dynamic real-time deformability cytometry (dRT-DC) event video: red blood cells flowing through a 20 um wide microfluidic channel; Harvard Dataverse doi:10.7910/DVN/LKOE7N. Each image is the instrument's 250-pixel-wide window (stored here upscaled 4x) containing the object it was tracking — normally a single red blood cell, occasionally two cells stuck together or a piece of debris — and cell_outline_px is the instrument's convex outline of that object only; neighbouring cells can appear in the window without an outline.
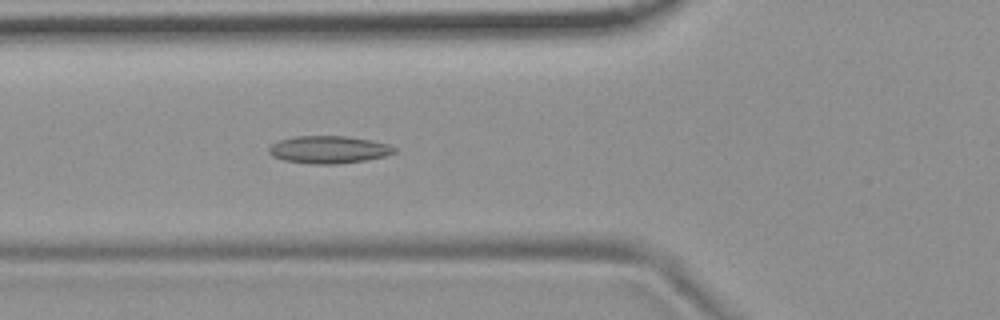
{"species": "common noctule bat (a hibernating species)", "species_latin": "Nyctalus noctula", "temperature_condition": "room temperature", "stored_images_in_passage": 53, "camera_frame_rate_fps": 3000, "um_per_image_px": 0.085, "animal": {"sex": "female", "body_mass_g": 19.9}, "frame": {"image": 1, "passage_image": 19, "time_ms": 6.0, "image_size_px": [1000, 320], "cell_outline_px": [[396, 152], [384, 156], [364, 160], [336, 164], [312, 164], [284, 160], [272, 156], [268, 152], [268, 148], [272, 144], [280, 140], [296, 136], [348, 136], [372, 140], [388, 144], [396, 148]], "centroid_in_image_um": [27.94, 12.71], "position_along_channel_um": 97.9, "area_um2": 20.06}}
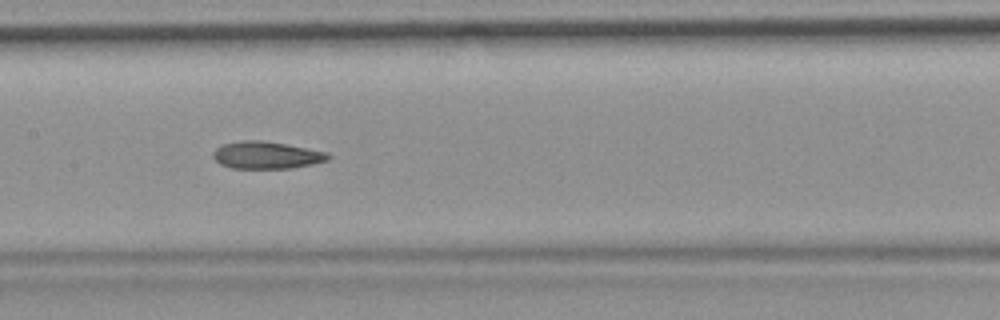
{"frame": {"image": 2, "passage_image": 26, "time_ms": 8.333, "image_size_px": [1000, 320], "cell_outline_px": [[332, 156], [328, 160], [312, 164], [292, 168], [232, 168], [220, 164], [212, 156], [212, 152], [216, 148], [224, 144], [240, 140], [260, 140], [284, 144], [328, 152]], "centroid_in_image_um": [22.65, 13.19], "position_along_channel_um": 184.8, "area_um2": 18.21}}
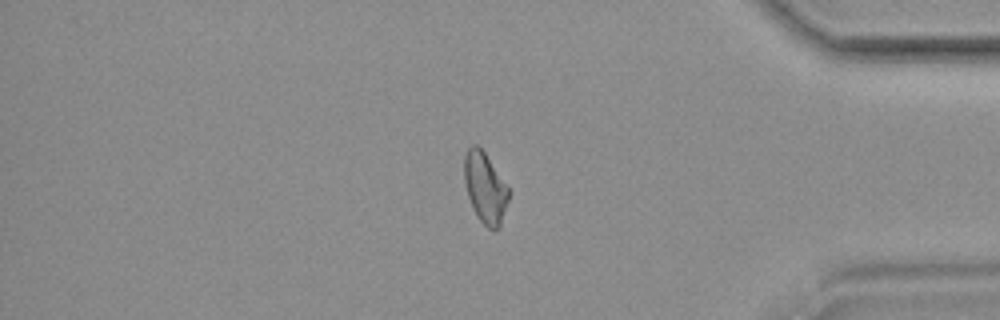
{"frame": {"image": 3, "passage_image": 45, "time_ms": 14.667, "image_size_px": [1000, 320], "cell_outline_px": [[508, 200], [500, 224], [492, 232], [476, 216], [468, 196], [464, 180], [464, 156], [468, 148], [472, 144], [476, 144], [484, 152], [508, 188]], "centroid_in_image_um": [41.2, 15.96], "position_along_channel_um": 394.0, "area_um2": 17.86}, "authors_computed_cell_mechanics": {"area_um2": 18.6694, "velocity_mm_per_s": 3.7185, "shape_relaxation_time_tau1_ms": null, "shape_relaxation_time_tau2_ms": 4.348, "deformation_change_tau1": null, "deformation_change_tau2": 0.1094}}